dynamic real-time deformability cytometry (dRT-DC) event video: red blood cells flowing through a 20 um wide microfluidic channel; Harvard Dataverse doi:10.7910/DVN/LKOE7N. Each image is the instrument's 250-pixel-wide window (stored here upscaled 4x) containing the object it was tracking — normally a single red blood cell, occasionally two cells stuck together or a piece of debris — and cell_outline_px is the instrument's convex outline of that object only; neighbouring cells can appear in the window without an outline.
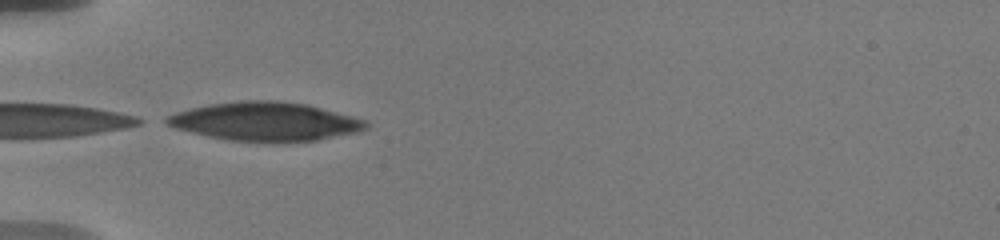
{"species": "human", "species_latin": "Homo sapiens", "temperature_condition": "warm", "stored_images_in_passage": 8, "camera_frame_rate_fps": 3000, "um_per_image_px": 0.085, "donor": {"sex": "male"}, "frame": {"image": 1, "passage_image": 6, "time_ms": 3.667, "image_size_px": [1000, 240], "cell_outline_px": [[368, 128], [356, 132], [316, 140], [276, 144], [228, 140], [208, 136], [176, 128], [160, 120], [164, 116], [188, 108], [208, 104], [236, 100], [276, 100], [308, 104], [352, 116], [364, 120], [368, 124]], "centroid_in_image_um": [22.5, 10.33], "position_along_channel_um": 62.5, "area_um2": 45.66}}